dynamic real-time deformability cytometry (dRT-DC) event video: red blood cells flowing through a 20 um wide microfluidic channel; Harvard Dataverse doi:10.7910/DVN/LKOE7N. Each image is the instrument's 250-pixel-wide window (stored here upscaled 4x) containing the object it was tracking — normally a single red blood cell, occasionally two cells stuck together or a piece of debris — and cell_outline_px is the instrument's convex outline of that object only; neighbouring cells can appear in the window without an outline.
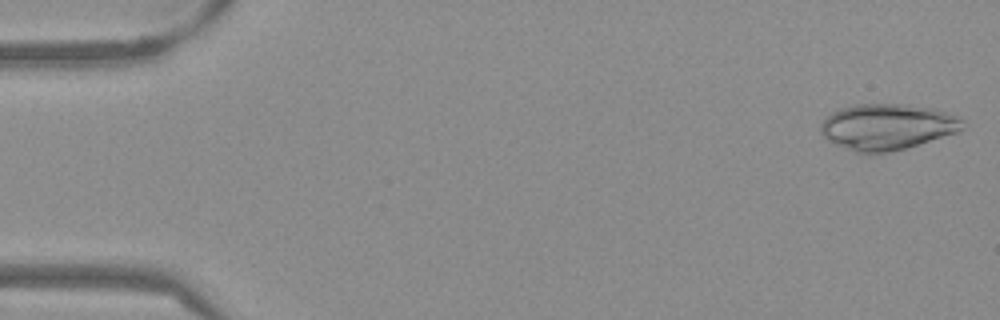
{"species": "Egyptian fruit bat (a non-hibernating species)", "species_latin": "Rousettus aegyptiacus", "temperature_condition": "warm", "stored_images_in_passage": 52, "camera_frame_rate_fps": 3000, "um_per_image_px": 0.085, "frame": {"image": 1, "passage_image": 1, "time_ms": 0.0, "image_size_px": [1000, 320], "cell_outline_px": [[964, 128], [960, 132], [904, 148], [888, 152], [868, 156], [856, 152], [836, 144], [828, 140], [820, 132], [820, 124], [832, 112], [840, 108], [856, 104], [900, 104], [932, 108], [956, 116], [964, 120]], "centroid_in_image_um": [75.41, 10.79], "position_along_channel_um": 9.6, "area_um2": 38.15}}
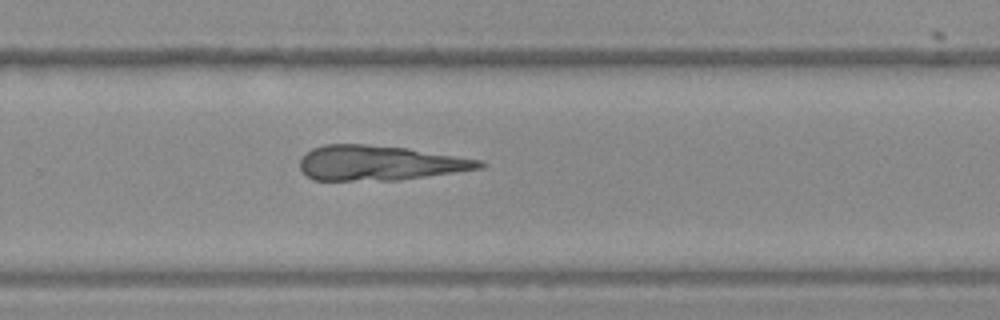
{"frame": {"image": 2, "passage_image": 34, "time_ms": 11.0, "image_size_px": [1000, 320], "cell_outline_px": [[488, 164], [484, 168], [400, 180], [312, 180], [300, 168], [300, 160], [312, 148], [324, 144], [364, 144], [408, 148], [484, 160]], "centroid_in_image_um": [32.33, 13.85], "position_along_channel_um": 297.5, "area_um2": 36.65}}
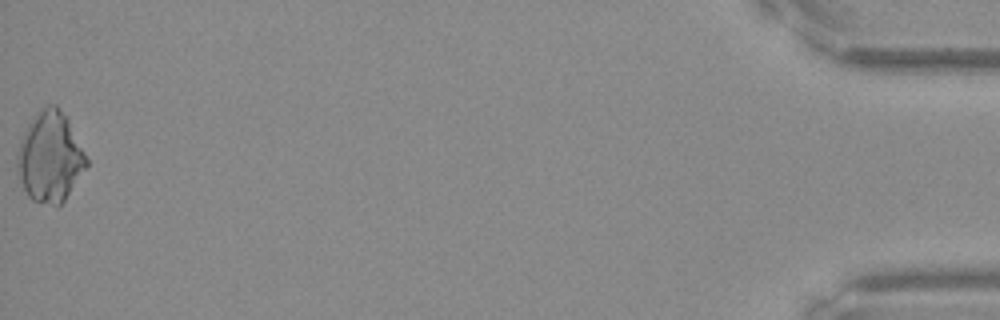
{"frame": {"image": 3, "passage_image": 52, "time_ms": 17.0, "image_size_px": [1000, 320], "cell_outline_px": [[88, 164], [64, 200], [60, 204], [52, 204], [32, 200], [28, 196], [16, 172], [16, 152], [24, 132], [28, 124], [36, 112], [40, 108], [48, 104], [56, 104], [68, 116], [88, 160]], "centroid_in_image_um": [4.24, 13.29], "position_along_channel_um": 431.0, "area_um2": 36.53}}